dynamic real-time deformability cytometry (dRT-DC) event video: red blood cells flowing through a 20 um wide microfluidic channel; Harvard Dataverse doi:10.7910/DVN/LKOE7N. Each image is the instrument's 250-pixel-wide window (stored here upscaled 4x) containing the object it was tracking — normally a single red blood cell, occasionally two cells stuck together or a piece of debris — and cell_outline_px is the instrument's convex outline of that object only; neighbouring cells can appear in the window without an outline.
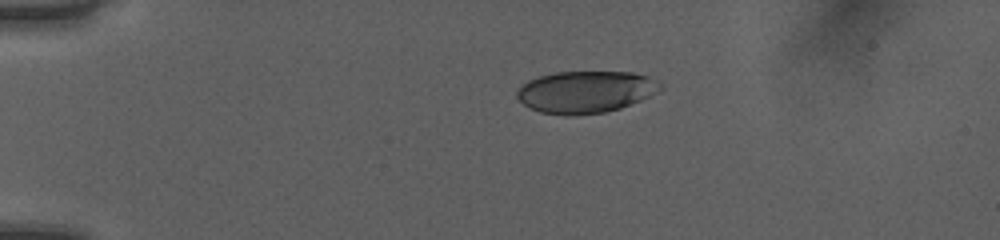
{"species": "human", "species_latin": "Homo sapiens", "temperature_condition": "room temperature", "stored_images_in_passage": 41, "camera_frame_rate_fps": 3000, "um_per_image_px": 0.085, "donor": {"sex": "female"}, "frame": {"image": 1, "passage_image": 1, "time_ms": 0.0, "image_size_px": [1000, 240], "cell_outline_px": [[664, 88], [640, 100], [620, 108], [604, 112], [572, 116], [564, 116], [540, 112], [524, 104], [516, 96], [516, 92], [528, 80], [540, 76], [556, 72], [632, 72], [648, 76], [660, 80], [664, 84]], "centroid_in_image_um": [49.82, 7.81], "position_along_channel_um": 35.2, "area_um2": 35.14}}
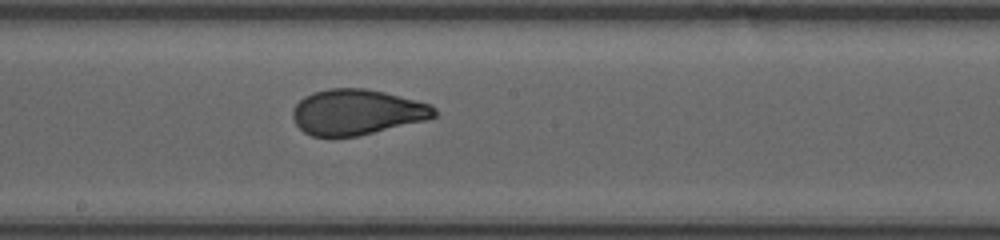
{"frame": {"image": 2, "passage_image": 19, "time_ms": 6.0, "image_size_px": [1000, 240], "cell_outline_px": [[436, 116], [424, 120], [356, 136], [312, 136], [304, 132], [296, 124], [292, 116], [292, 108], [304, 96], [328, 88], [364, 88], [384, 92], [432, 104], [436, 108]], "centroid_in_image_um": [30.32, 9.51], "position_along_channel_um": 217.9, "area_um2": 37.22}}
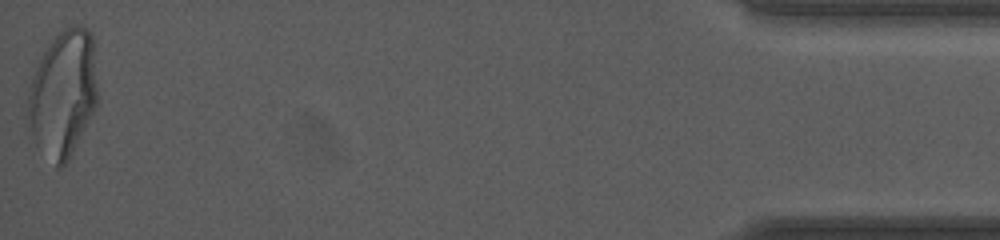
{"frame": {"image": 3, "passage_image": 41, "time_ms": 13.333, "image_size_px": [1000, 240], "cell_outline_px": [[100, 100], [72, 156], [60, 168], [56, 168], [36, 144], [28, 128], [28, 88], [36, 68], [48, 44], [64, 28], [72, 24], [80, 24], [88, 28], [92, 32]], "centroid_in_image_um": [5.41, 7.97], "position_along_channel_um": 429.8, "area_um2": 52.6}, "authors_computed_cell_mechanics": {"area_um2": 37.9746, "velocity_mm_per_s": 4.0431, "shape_relaxation_time_tau1_ms": 5.9444, "shape_relaxation_time_tau2_ms": null, "deformation_change_tau1": 0.195, "deformation_change_tau2": null}}